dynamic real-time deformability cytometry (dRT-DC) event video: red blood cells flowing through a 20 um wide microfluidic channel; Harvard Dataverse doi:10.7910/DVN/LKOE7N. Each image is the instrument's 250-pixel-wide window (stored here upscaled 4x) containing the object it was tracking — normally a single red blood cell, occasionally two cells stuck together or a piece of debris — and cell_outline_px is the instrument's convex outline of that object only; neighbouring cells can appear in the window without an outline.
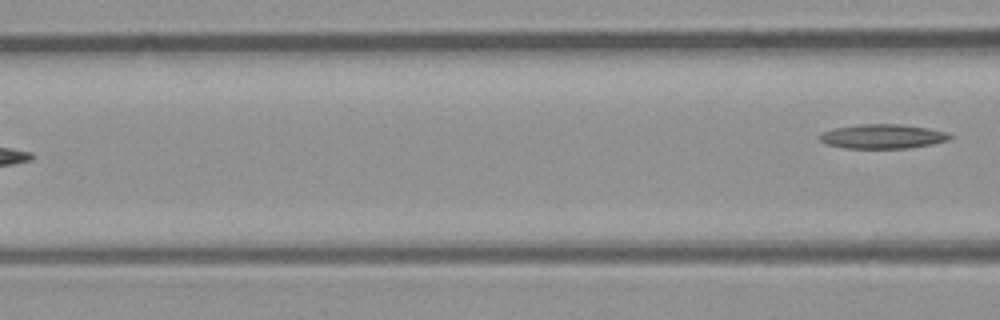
{"species": "common noctule bat (a hibernating species)", "species_latin": "Nyctalus noctula", "temperature_condition": "room temperature", "stored_images_in_passage": 4, "segment_of_instrument_passage": [2, 2], "camera_frame_rate_fps": 3000, "um_per_image_px": 0.085, "animal": {"sex": "male", "body_mass_g": 23.1, "forearm_length_mm": 52.7}, "frame": {"image": 1, "passage_image": 4, "time_ms": 3.667, "image_size_px": [1000, 320], "cell_outline_px": [[952, 136], [948, 140], [932, 144], [908, 148], [844, 148], [824, 144], [820, 140], [820, 136], [824, 132], [836, 128], [860, 124], [896, 124], [928, 128], [944, 132]], "centroid_in_image_um": [75.0, 11.6], "position_along_channel_um": 91.6, "area_um2": 18.21}}